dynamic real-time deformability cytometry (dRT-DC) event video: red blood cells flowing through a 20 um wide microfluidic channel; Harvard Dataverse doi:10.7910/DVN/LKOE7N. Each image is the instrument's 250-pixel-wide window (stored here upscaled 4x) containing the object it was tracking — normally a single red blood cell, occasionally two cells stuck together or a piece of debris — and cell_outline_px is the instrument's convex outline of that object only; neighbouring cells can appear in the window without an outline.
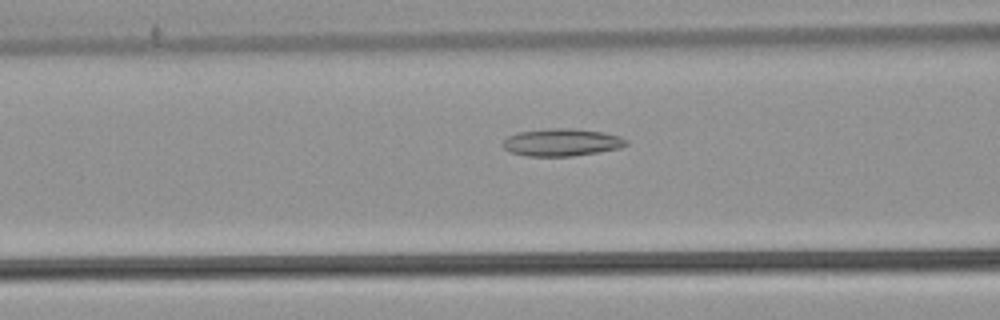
{"species": "common noctule bat (a hibernating species)", "species_latin": "Nyctalus noctula", "temperature_condition": "warm", "stored_images_in_passage": 54, "camera_frame_rate_fps": 3000, "um_per_image_px": 0.085, "animal": {"sex": "male", "body_mass_g": 21.5, "forearm_length_mm": 52.0}, "frame": {"image": 1, "passage_image": 22, "time_ms": 7.0, "image_size_px": [1000, 320], "cell_outline_px": [[628, 144], [620, 148], [572, 156], [528, 156], [508, 152], [504, 148], [504, 140], [508, 136], [516, 132], [552, 128], [576, 128], [604, 132], [620, 136], [628, 140]], "centroid_in_image_um": [47.75, 12.09], "position_along_channel_um": 118.8, "area_um2": 19.83}}
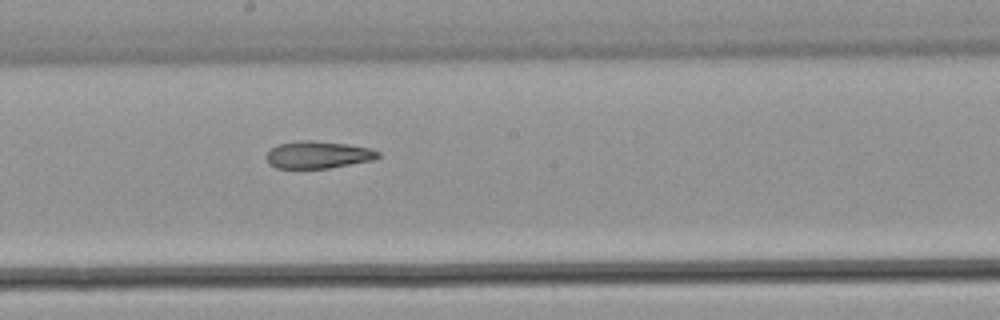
{"frame": {"image": 2, "passage_image": 30, "time_ms": 9.667, "image_size_px": [1000, 320], "cell_outline_px": [[380, 156], [372, 160], [328, 168], [276, 168], [268, 164], [268, 152], [272, 148], [280, 144], [296, 140], [312, 140], [348, 144], [368, 148], [380, 152]], "centroid_in_image_um": [27.03, 13.15], "position_along_channel_um": 221.2, "area_um2": 17.57}}
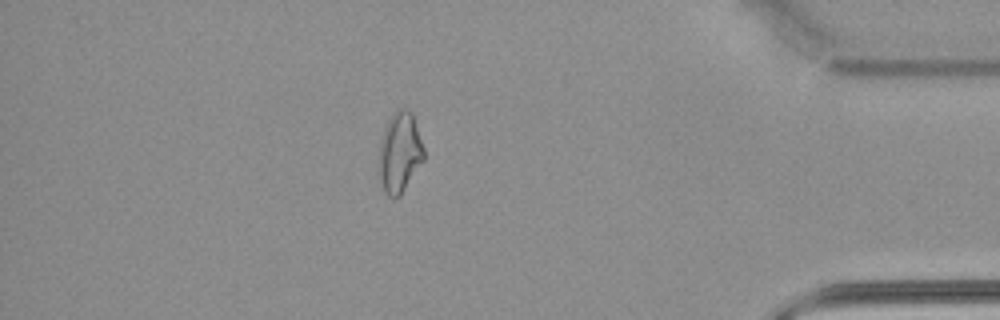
{"frame": {"image": 3, "passage_image": 47, "time_ms": 15.333, "image_size_px": [1000, 320], "cell_outline_px": [[424, 160], [400, 196], [388, 196], [384, 192], [380, 184], [380, 144], [384, 128], [392, 112], [396, 108], [408, 108], [412, 112], [424, 148]], "centroid_in_image_um": [33.99, 12.93], "position_along_channel_um": 401.2, "area_um2": 21.04}, "authors_computed_cell_mechanics": {"area_um2": 21.0681, "velocity_mm_per_s": 3.8403, "shape_relaxation_time_tau1_ms": null, "shape_relaxation_time_tau2_ms": 4.1035, "deformation_change_tau1": null, "deformation_change_tau2": 0.1347}}